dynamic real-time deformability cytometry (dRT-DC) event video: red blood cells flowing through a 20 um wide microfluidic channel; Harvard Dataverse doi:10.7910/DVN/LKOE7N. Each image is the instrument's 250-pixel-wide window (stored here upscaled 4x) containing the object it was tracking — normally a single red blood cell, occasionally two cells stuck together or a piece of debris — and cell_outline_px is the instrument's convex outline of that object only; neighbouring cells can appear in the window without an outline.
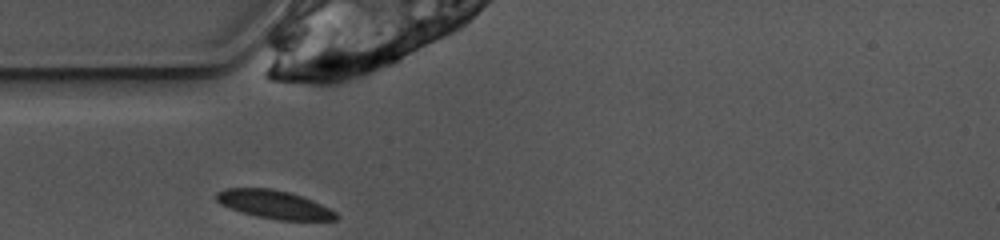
{"species": "common noctule bat (a hibernating species)", "species_latin": "Nyctalus noctula", "temperature_condition": "warm", "stored_images_in_passage": 25, "camera_frame_rate_fps": 3000, "um_per_image_px": 0.085, "animal": {"sex": "female", "body_mass_g": 10.0, "forearm_length_mm": 53.1}, "frame": {"image": 1, "passage_image": 1, "time_ms": 0.0, "image_size_px": [1000, 240], "cell_outline_px": [[340, 216], [336, 220], [280, 220], [256, 216], [220, 204], [216, 200], [216, 192], [224, 188], [272, 188], [304, 196], [336, 212]], "centroid_in_image_um": [23.32, 17.37], "position_along_channel_um": 61.7, "area_um2": 19.65}}
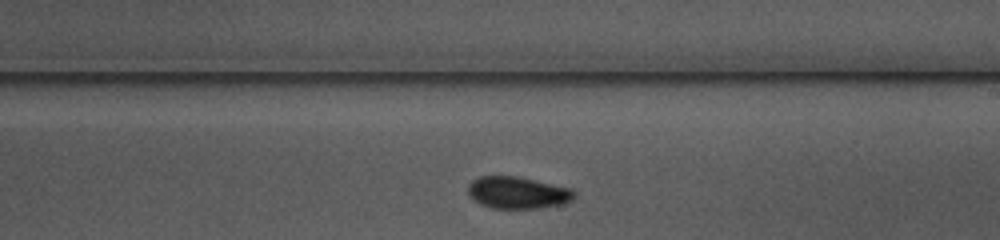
{"frame": {"image": 2, "passage_image": 15, "time_ms": 4.667, "image_size_px": [1000, 240], "cell_outline_px": [[576, 200], [560, 204], [540, 208], [492, 208], [480, 204], [472, 200], [468, 192], [468, 184], [472, 180], [480, 176], [516, 176], [572, 188], [576, 192]], "centroid_in_image_um": [44.02, 16.38], "position_along_channel_um": 245.0, "area_um2": 20.0}}
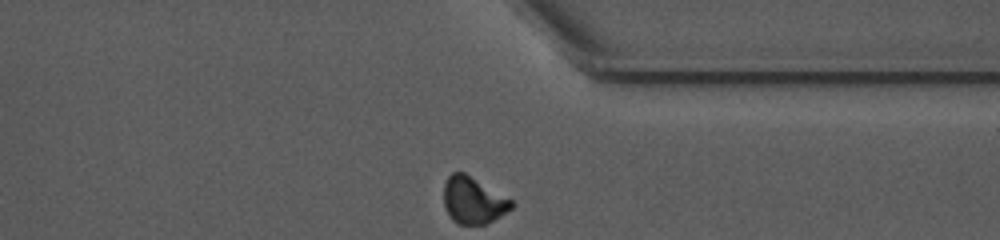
{"frame": {"image": 3, "passage_image": 25, "time_ms": 8.0, "image_size_px": [1000, 240], "cell_outline_px": [[516, 204], [512, 208], [488, 224], [456, 224], [452, 220], [444, 204], [444, 184], [448, 176], [452, 172], [464, 172], [512, 200]], "centroid_in_image_um": [40.23, 17.04], "position_along_channel_um": 371.2, "area_um2": 18.38}, "authors_computed_cell_mechanics": {"area_um2": 19.7098, "velocity_mm_per_s": 3.9079, "shape_relaxation_time_tau1_ms": 2.4423, "shape_relaxation_time_tau2_ms": 3.9602, "deformation_change_tau1": 0.0898, "deformation_change_tau2": 0.0523}}